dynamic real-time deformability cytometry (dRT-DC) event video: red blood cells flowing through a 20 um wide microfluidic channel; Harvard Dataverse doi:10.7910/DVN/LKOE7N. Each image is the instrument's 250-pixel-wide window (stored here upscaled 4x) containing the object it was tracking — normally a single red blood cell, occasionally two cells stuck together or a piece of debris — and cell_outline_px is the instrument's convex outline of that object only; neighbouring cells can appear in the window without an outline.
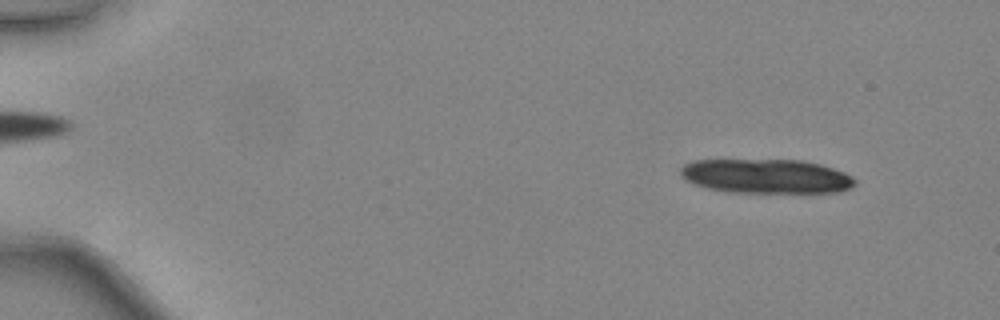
{"species": "common noctule bat (a hibernating species)", "species_latin": "Nyctalus noctula", "temperature_condition": "warm", "stored_images_in_passage": 16, "camera_frame_rate_fps": 3000, "um_per_image_px": 0.085, "animal": {"sex": "female", "body_mass_g": 24.6, "forearm_length_mm": 56.2}, "frame": {"image": 1, "passage_image": 5, "time_ms": 1.333, "image_size_px": [1000, 320], "cell_outline_px": [[856, 184], [848, 188], [836, 192], [732, 192], [708, 188], [684, 180], [680, 176], [680, 168], [684, 164], [692, 160], [800, 160], [820, 164], [844, 172], [852, 176], [856, 180]], "centroid_in_image_um": [65.09, 14.97], "position_along_channel_um": 19.9, "area_um2": 34.74}}